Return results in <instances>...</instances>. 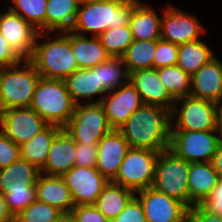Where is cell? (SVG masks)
<instances>
[{"label":"cell","mask_w":222,"mask_h":222,"mask_svg":"<svg viewBox=\"0 0 222 222\" xmlns=\"http://www.w3.org/2000/svg\"><path fill=\"white\" fill-rule=\"evenodd\" d=\"M118 130L130 147L164 151L170 147L171 112L160 106L143 104Z\"/></svg>","instance_id":"6da1fadb"},{"label":"cell","mask_w":222,"mask_h":222,"mask_svg":"<svg viewBox=\"0 0 222 222\" xmlns=\"http://www.w3.org/2000/svg\"><path fill=\"white\" fill-rule=\"evenodd\" d=\"M55 36L53 38L49 37L48 32H38L29 60L41 77L64 80L79 66L70 44V31L56 32Z\"/></svg>","instance_id":"7a4b0ae2"},{"label":"cell","mask_w":222,"mask_h":222,"mask_svg":"<svg viewBox=\"0 0 222 222\" xmlns=\"http://www.w3.org/2000/svg\"><path fill=\"white\" fill-rule=\"evenodd\" d=\"M134 8V0H91L80 3L74 24L73 33L98 37L109 28H118L129 24Z\"/></svg>","instance_id":"3957f363"},{"label":"cell","mask_w":222,"mask_h":222,"mask_svg":"<svg viewBox=\"0 0 222 222\" xmlns=\"http://www.w3.org/2000/svg\"><path fill=\"white\" fill-rule=\"evenodd\" d=\"M40 174L35 165L21 158L0 169V191L13 217L37 200L35 184Z\"/></svg>","instance_id":"277c9868"},{"label":"cell","mask_w":222,"mask_h":222,"mask_svg":"<svg viewBox=\"0 0 222 222\" xmlns=\"http://www.w3.org/2000/svg\"><path fill=\"white\" fill-rule=\"evenodd\" d=\"M73 102L64 80L41 77L30 107L48 124L64 128L74 113Z\"/></svg>","instance_id":"5b68a950"},{"label":"cell","mask_w":222,"mask_h":222,"mask_svg":"<svg viewBox=\"0 0 222 222\" xmlns=\"http://www.w3.org/2000/svg\"><path fill=\"white\" fill-rule=\"evenodd\" d=\"M41 75L29 59L2 68L0 73V111L30 107Z\"/></svg>","instance_id":"8992f818"},{"label":"cell","mask_w":222,"mask_h":222,"mask_svg":"<svg viewBox=\"0 0 222 222\" xmlns=\"http://www.w3.org/2000/svg\"><path fill=\"white\" fill-rule=\"evenodd\" d=\"M190 164L170 149L159 152L152 187L158 192L179 200L189 208Z\"/></svg>","instance_id":"52a82bcc"},{"label":"cell","mask_w":222,"mask_h":222,"mask_svg":"<svg viewBox=\"0 0 222 222\" xmlns=\"http://www.w3.org/2000/svg\"><path fill=\"white\" fill-rule=\"evenodd\" d=\"M181 105L178 107V105ZM218 129L217 103L192 95L174 102L171 131H210Z\"/></svg>","instance_id":"ba28073f"},{"label":"cell","mask_w":222,"mask_h":222,"mask_svg":"<svg viewBox=\"0 0 222 222\" xmlns=\"http://www.w3.org/2000/svg\"><path fill=\"white\" fill-rule=\"evenodd\" d=\"M77 104L68 124L63 128L76 143L97 145L112 128L102 104Z\"/></svg>","instance_id":"9c48e42d"},{"label":"cell","mask_w":222,"mask_h":222,"mask_svg":"<svg viewBox=\"0 0 222 222\" xmlns=\"http://www.w3.org/2000/svg\"><path fill=\"white\" fill-rule=\"evenodd\" d=\"M158 156V151L130 147L112 182L135 192L152 187Z\"/></svg>","instance_id":"30bf717a"},{"label":"cell","mask_w":222,"mask_h":222,"mask_svg":"<svg viewBox=\"0 0 222 222\" xmlns=\"http://www.w3.org/2000/svg\"><path fill=\"white\" fill-rule=\"evenodd\" d=\"M221 138L220 130L171 131L169 149L190 163L211 162Z\"/></svg>","instance_id":"8fae6325"},{"label":"cell","mask_w":222,"mask_h":222,"mask_svg":"<svg viewBox=\"0 0 222 222\" xmlns=\"http://www.w3.org/2000/svg\"><path fill=\"white\" fill-rule=\"evenodd\" d=\"M161 40L177 45L194 42L206 33L205 27L197 16L185 12L172 4L162 8Z\"/></svg>","instance_id":"7c38bea8"},{"label":"cell","mask_w":222,"mask_h":222,"mask_svg":"<svg viewBox=\"0 0 222 222\" xmlns=\"http://www.w3.org/2000/svg\"><path fill=\"white\" fill-rule=\"evenodd\" d=\"M47 125L31 107L0 111V130L19 146L30 141Z\"/></svg>","instance_id":"4fadbf2b"},{"label":"cell","mask_w":222,"mask_h":222,"mask_svg":"<svg viewBox=\"0 0 222 222\" xmlns=\"http://www.w3.org/2000/svg\"><path fill=\"white\" fill-rule=\"evenodd\" d=\"M146 222H186L188 207L179 200L156 191L153 187L136 192Z\"/></svg>","instance_id":"5bb4252c"},{"label":"cell","mask_w":222,"mask_h":222,"mask_svg":"<svg viewBox=\"0 0 222 222\" xmlns=\"http://www.w3.org/2000/svg\"><path fill=\"white\" fill-rule=\"evenodd\" d=\"M62 178L69 188L74 206L94 204L108 180L96 169L74 166Z\"/></svg>","instance_id":"9a60e30c"},{"label":"cell","mask_w":222,"mask_h":222,"mask_svg":"<svg viewBox=\"0 0 222 222\" xmlns=\"http://www.w3.org/2000/svg\"><path fill=\"white\" fill-rule=\"evenodd\" d=\"M112 129H119L144 103L140 93L128 82L107 93L100 102Z\"/></svg>","instance_id":"2e32d148"},{"label":"cell","mask_w":222,"mask_h":222,"mask_svg":"<svg viewBox=\"0 0 222 222\" xmlns=\"http://www.w3.org/2000/svg\"><path fill=\"white\" fill-rule=\"evenodd\" d=\"M0 33L22 59L31 58L38 30L30 23L6 9L0 12Z\"/></svg>","instance_id":"e0dca14e"},{"label":"cell","mask_w":222,"mask_h":222,"mask_svg":"<svg viewBox=\"0 0 222 222\" xmlns=\"http://www.w3.org/2000/svg\"><path fill=\"white\" fill-rule=\"evenodd\" d=\"M97 146L96 169L108 181H113L130 148L129 143L119 130L112 129L100 140Z\"/></svg>","instance_id":"ac0fdd59"},{"label":"cell","mask_w":222,"mask_h":222,"mask_svg":"<svg viewBox=\"0 0 222 222\" xmlns=\"http://www.w3.org/2000/svg\"><path fill=\"white\" fill-rule=\"evenodd\" d=\"M129 82L140 93L144 104L160 106L168 109L170 112L173 110L175 101L160 82L156 68L142 69L129 73Z\"/></svg>","instance_id":"d6986e66"},{"label":"cell","mask_w":222,"mask_h":222,"mask_svg":"<svg viewBox=\"0 0 222 222\" xmlns=\"http://www.w3.org/2000/svg\"><path fill=\"white\" fill-rule=\"evenodd\" d=\"M215 56L191 76L190 95L215 103L222 100V61Z\"/></svg>","instance_id":"ffe728a7"},{"label":"cell","mask_w":222,"mask_h":222,"mask_svg":"<svg viewBox=\"0 0 222 222\" xmlns=\"http://www.w3.org/2000/svg\"><path fill=\"white\" fill-rule=\"evenodd\" d=\"M64 82L76 105L81 104L84 99L90 100L89 103H99L107 94L102 85L99 84L98 65L92 68H79L66 77ZM97 95L100 97L98 98ZM95 96H97V100H92Z\"/></svg>","instance_id":"44dd1931"},{"label":"cell","mask_w":222,"mask_h":222,"mask_svg":"<svg viewBox=\"0 0 222 222\" xmlns=\"http://www.w3.org/2000/svg\"><path fill=\"white\" fill-rule=\"evenodd\" d=\"M76 142L62 129L53 139L48 159L41 173L50 176H63L75 164Z\"/></svg>","instance_id":"7402d4cb"},{"label":"cell","mask_w":222,"mask_h":222,"mask_svg":"<svg viewBox=\"0 0 222 222\" xmlns=\"http://www.w3.org/2000/svg\"><path fill=\"white\" fill-rule=\"evenodd\" d=\"M35 185L38 201L56 207L64 214H70L75 207L71 192L61 176L41 173Z\"/></svg>","instance_id":"603a6c76"},{"label":"cell","mask_w":222,"mask_h":222,"mask_svg":"<svg viewBox=\"0 0 222 222\" xmlns=\"http://www.w3.org/2000/svg\"><path fill=\"white\" fill-rule=\"evenodd\" d=\"M134 0L129 26L134 40H160L161 18L152 7Z\"/></svg>","instance_id":"cb8c5ba5"},{"label":"cell","mask_w":222,"mask_h":222,"mask_svg":"<svg viewBox=\"0 0 222 222\" xmlns=\"http://www.w3.org/2000/svg\"><path fill=\"white\" fill-rule=\"evenodd\" d=\"M218 179L211 162L191 163L188 176L189 208L200 204L213 190Z\"/></svg>","instance_id":"d4e9b609"},{"label":"cell","mask_w":222,"mask_h":222,"mask_svg":"<svg viewBox=\"0 0 222 222\" xmlns=\"http://www.w3.org/2000/svg\"><path fill=\"white\" fill-rule=\"evenodd\" d=\"M60 126L48 124L34 138L20 145V157L41 170L48 159L54 137L62 130Z\"/></svg>","instance_id":"484cf974"},{"label":"cell","mask_w":222,"mask_h":222,"mask_svg":"<svg viewBox=\"0 0 222 222\" xmlns=\"http://www.w3.org/2000/svg\"><path fill=\"white\" fill-rule=\"evenodd\" d=\"M70 44L79 68L95 67L110 57L98 37L88 38L70 31Z\"/></svg>","instance_id":"4316f807"},{"label":"cell","mask_w":222,"mask_h":222,"mask_svg":"<svg viewBox=\"0 0 222 222\" xmlns=\"http://www.w3.org/2000/svg\"><path fill=\"white\" fill-rule=\"evenodd\" d=\"M79 5L77 0H48L46 5V32L52 35L56 32L71 31Z\"/></svg>","instance_id":"83f0119b"},{"label":"cell","mask_w":222,"mask_h":222,"mask_svg":"<svg viewBox=\"0 0 222 222\" xmlns=\"http://www.w3.org/2000/svg\"><path fill=\"white\" fill-rule=\"evenodd\" d=\"M135 195V191L109 181L94 206L111 221L120 214Z\"/></svg>","instance_id":"f1b7e54d"},{"label":"cell","mask_w":222,"mask_h":222,"mask_svg":"<svg viewBox=\"0 0 222 222\" xmlns=\"http://www.w3.org/2000/svg\"><path fill=\"white\" fill-rule=\"evenodd\" d=\"M216 56L215 52L202 39L178 45L177 64L192 76L202 66Z\"/></svg>","instance_id":"f546056e"},{"label":"cell","mask_w":222,"mask_h":222,"mask_svg":"<svg viewBox=\"0 0 222 222\" xmlns=\"http://www.w3.org/2000/svg\"><path fill=\"white\" fill-rule=\"evenodd\" d=\"M159 40H134L121 56L129 73L153 68V58Z\"/></svg>","instance_id":"4dcf8cb0"},{"label":"cell","mask_w":222,"mask_h":222,"mask_svg":"<svg viewBox=\"0 0 222 222\" xmlns=\"http://www.w3.org/2000/svg\"><path fill=\"white\" fill-rule=\"evenodd\" d=\"M160 82L176 101L191 93V76L178 65L158 68Z\"/></svg>","instance_id":"1f68e13d"},{"label":"cell","mask_w":222,"mask_h":222,"mask_svg":"<svg viewBox=\"0 0 222 222\" xmlns=\"http://www.w3.org/2000/svg\"><path fill=\"white\" fill-rule=\"evenodd\" d=\"M98 79L107 93L127 84L129 72L122 58L110 56L106 61L98 64Z\"/></svg>","instance_id":"d6a6232c"},{"label":"cell","mask_w":222,"mask_h":222,"mask_svg":"<svg viewBox=\"0 0 222 222\" xmlns=\"http://www.w3.org/2000/svg\"><path fill=\"white\" fill-rule=\"evenodd\" d=\"M7 8L20 15L38 32H46V5L48 0H11Z\"/></svg>","instance_id":"836d02e7"},{"label":"cell","mask_w":222,"mask_h":222,"mask_svg":"<svg viewBox=\"0 0 222 222\" xmlns=\"http://www.w3.org/2000/svg\"><path fill=\"white\" fill-rule=\"evenodd\" d=\"M102 46L111 57H121L134 41L129 24L109 28L98 36Z\"/></svg>","instance_id":"e575fe53"},{"label":"cell","mask_w":222,"mask_h":222,"mask_svg":"<svg viewBox=\"0 0 222 222\" xmlns=\"http://www.w3.org/2000/svg\"><path fill=\"white\" fill-rule=\"evenodd\" d=\"M63 215L58 208L35 200L14 217V222H55Z\"/></svg>","instance_id":"d590c367"},{"label":"cell","mask_w":222,"mask_h":222,"mask_svg":"<svg viewBox=\"0 0 222 222\" xmlns=\"http://www.w3.org/2000/svg\"><path fill=\"white\" fill-rule=\"evenodd\" d=\"M178 60V45L159 40L153 58V68L175 66Z\"/></svg>","instance_id":"8d00e7d4"},{"label":"cell","mask_w":222,"mask_h":222,"mask_svg":"<svg viewBox=\"0 0 222 222\" xmlns=\"http://www.w3.org/2000/svg\"><path fill=\"white\" fill-rule=\"evenodd\" d=\"M20 147L0 130V169L19 160Z\"/></svg>","instance_id":"74e56055"},{"label":"cell","mask_w":222,"mask_h":222,"mask_svg":"<svg viewBox=\"0 0 222 222\" xmlns=\"http://www.w3.org/2000/svg\"><path fill=\"white\" fill-rule=\"evenodd\" d=\"M72 222H110L94 204L77 205L70 213Z\"/></svg>","instance_id":"f35d334b"},{"label":"cell","mask_w":222,"mask_h":222,"mask_svg":"<svg viewBox=\"0 0 222 222\" xmlns=\"http://www.w3.org/2000/svg\"><path fill=\"white\" fill-rule=\"evenodd\" d=\"M110 222H146L140 201L134 197L120 214Z\"/></svg>","instance_id":"ab89813d"},{"label":"cell","mask_w":222,"mask_h":222,"mask_svg":"<svg viewBox=\"0 0 222 222\" xmlns=\"http://www.w3.org/2000/svg\"><path fill=\"white\" fill-rule=\"evenodd\" d=\"M97 151V145L76 143V166L96 168Z\"/></svg>","instance_id":"60d3db41"},{"label":"cell","mask_w":222,"mask_h":222,"mask_svg":"<svg viewBox=\"0 0 222 222\" xmlns=\"http://www.w3.org/2000/svg\"><path fill=\"white\" fill-rule=\"evenodd\" d=\"M209 213L222 216V178H219L213 190L200 203Z\"/></svg>","instance_id":"b9f144b4"},{"label":"cell","mask_w":222,"mask_h":222,"mask_svg":"<svg viewBox=\"0 0 222 222\" xmlns=\"http://www.w3.org/2000/svg\"><path fill=\"white\" fill-rule=\"evenodd\" d=\"M22 60L0 33V67L8 68L9 66L18 64Z\"/></svg>","instance_id":"7bdbcfd3"},{"label":"cell","mask_w":222,"mask_h":222,"mask_svg":"<svg viewBox=\"0 0 222 222\" xmlns=\"http://www.w3.org/2000/svg\"><path fill=\"white\" fill-rule=\"evenodd\" d=\"M186 222H222V216L211 214L198 204L188 208Z\"/></svg>","instance_id":"ee69618b"},{"label":"cell","mask_w":222,"mask_h":222,"mask_svg":"<svg viewBox=\"0 0 222 222\" xmlns=\"http://www.w3.org/2000/svg\"><path fill=\"white\" fill-rule=\"evenodd\" d=\"M211 164L219 178H222V138L220 139L216 152L212 157Z\"/></svg>","instance_id":"f6af8a7d"},{"label":"cell","mask_w":222,"mask_h":222,"mask_svg":"<svg viewBox=\"0 0 222 222\" xmlns=\"http://www.w3.org/2000/svg\"><path fill=\"white\" fill-rule=\"evenodd\" d=\"M0 222H14V217L8 211L4 194L0 191Z\"/></svg>","instance_id":"bcb514c9"},{"label":"cell","mask_w":222,"mask_h":222,"mask_svg":"<svg viewBox=\"0 0 222 222\" xmlns=\"http://www.w3.org/2000/svg\"><path fill=\"white\" fill-rule=\"evenodd\" d=\"M218 129L222 132V100L217 104Z\"/></svg>","instance_id":"7dc6e473"},{"label":"cell","mask_w":222,"mask_h":222,"mask_svg":"<svg viewBox=\"0 0 222 222\" xmlns=\"http://www.w3.org/2000/svg\"><path fill=\"white\" fill-rule=\"evenodd\" d=\"M55 222H72L70 214H64L62 217H60Z\"/></svg>","instance_id":"c3c4849f"},{"label":"cell","mask_w":222,"mask_h":222,"mask_svg":"<svg viewBox=\"0 0 222 222\" xmlns=\"http://www.w3.org/2000/svg\"><path fill=\"white\" fill-rule=\"evenodd\" d=\"M79 3H83V2H87V1H91V0H77Z\"/></svg>","instance_id":"681fc988"}]
</instances>
